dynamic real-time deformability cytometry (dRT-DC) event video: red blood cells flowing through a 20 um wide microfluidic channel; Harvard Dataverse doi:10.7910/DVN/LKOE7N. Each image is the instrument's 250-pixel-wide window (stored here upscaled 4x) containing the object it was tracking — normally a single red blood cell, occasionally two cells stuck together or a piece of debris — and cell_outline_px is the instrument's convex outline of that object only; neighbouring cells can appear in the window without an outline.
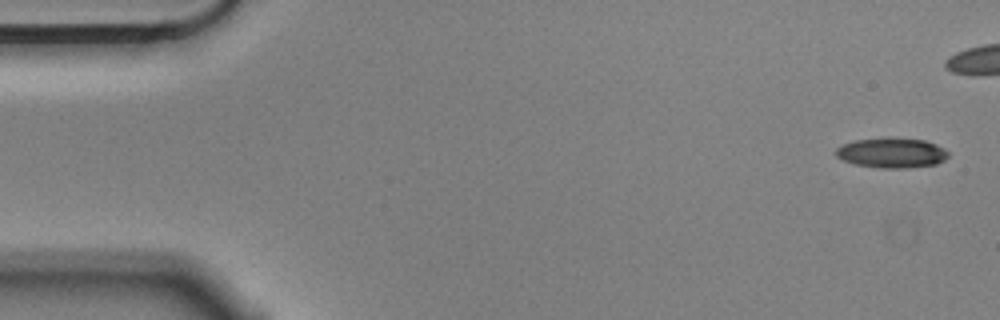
{"species": "Egyptian fruit bat (a non-hibernating species)", "species_latin": "Rousettus aegyptiacus", "temperature_condition": "cold", "stored_images_in_passage": 7, "camera_frame_rate_fps": 3000, "um_per_image_px": 0.085, "animal": {"sex": "male"}, "frame": {"image": 1, "passage_image": 1, "time_ms": 0.0, "image_size_px": [1000, 320], "cell_outline_px": [[948, 156], [944, 160], [936, 164], [904, 168], [880, 168], [856, 164], [844, 160], [836, 156], [836, 148], [844, 144], [856, 140], [888, 136], [892, 136], [924, 140], [936, 144], [944, 148], [948, 152]], "centroid_in_image_um": [75.81, 12.97], "position_along_channel_um": 9.2, "area_um2": 19.83}}
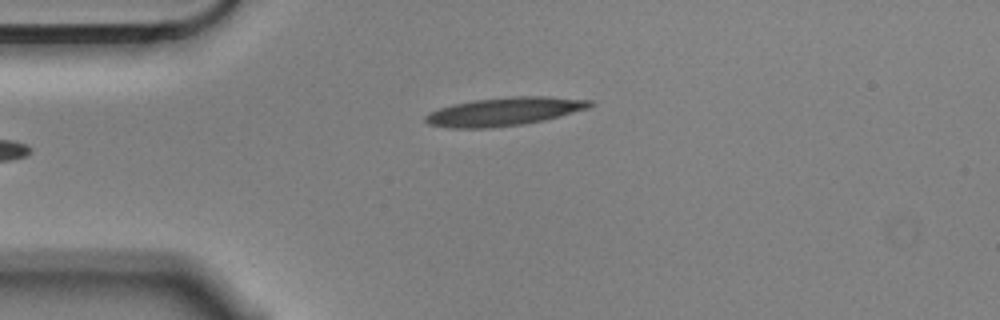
{"frame": {"image": 2, "passage_image": 5, "time_ms": 1.333, "image_size_px": [1000, 320], "cell_outline_px": [[596, 104], [588, 108], [560, 116], [544, 120], [524, 124], [492, 128], [452, 128], [428, 124], [424, 120], [424, 116], [440, 108], [452, 104], [472, 100], [512, 96], [544, 96], [592, 100]], "centroid_in_image_um": [42.88, 9.48], "position_along_channel_um": 42.1, "area_um2": 27.22}}
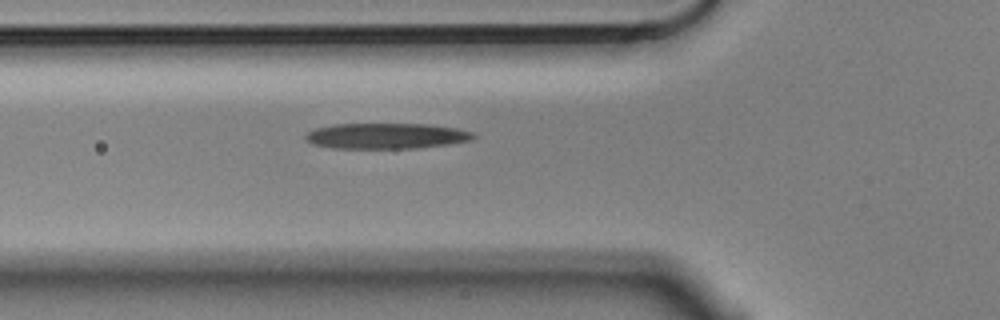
{"frame": {"image": 3, "passage_image": 7, "time_ms": 2.0, "image_size_px": [1000, 320], "cell_outline_px": [[476, 136], [472, 140], [448, 144], [416, 148], [332, 148], [312, 144], [304, 140], [304, 132], [316, 128], [332, 124], [428, 124], [456, 128], [476, 132]], "centroid_in_image_um": [32.8, 11.55], "position_along_channel_um": 93.0, "area_um2": 25.37}}